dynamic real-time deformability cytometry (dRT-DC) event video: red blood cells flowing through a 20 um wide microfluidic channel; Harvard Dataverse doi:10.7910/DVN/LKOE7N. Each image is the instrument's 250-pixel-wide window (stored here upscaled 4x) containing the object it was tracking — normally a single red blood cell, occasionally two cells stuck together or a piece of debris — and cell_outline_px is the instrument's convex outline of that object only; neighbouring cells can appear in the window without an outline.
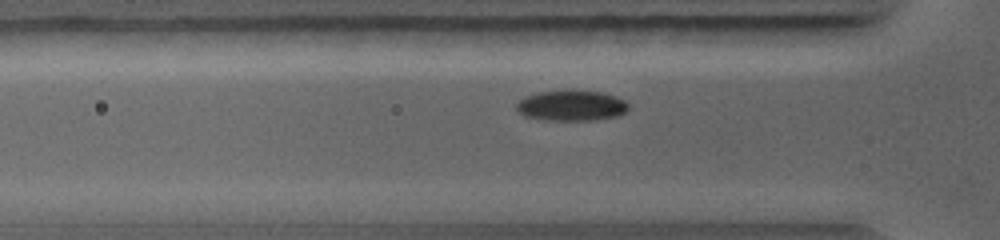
{"species": "common noctule bat (a hibernating species)", "species_latin": "Nyctalus noctula", "temperature_condition": "warm", "stored_images_in_passage": 28, "camera_frame_rate_fps": 5000, "um_per_image_px": 0.085, "animal": {"sex": "female", "body_mass_g": 19.0, "forearm_length_mm": 56.7}, "frame": {"image": 1, "passage_image": 6, "time_ms": 1.8, "image_size_px": [1000, 240], "cell_outline_px": [[628, 108], [624, 112], [616, 116], [596, 120], [544, 120], [524, 116], [516, 108], [516, 104], [524, 96], [536, 92], [572, 88], [604, 92], [616, 96], [624, 100], [628, 104]], "centroid_in_image_um": [48.56, 8.94], "position_along_channel_um": 77.2, "area_um2": 20.52}}
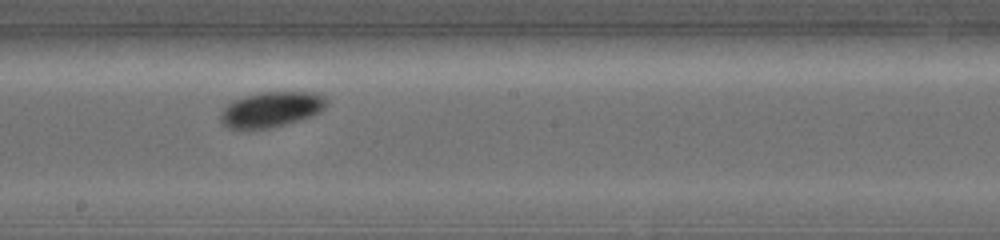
{"frame": {"image": 2, "passage_image": 15, "time_ms": 4.8, "image_size_px": [1000, 240], "cell_outline_px": [[328, 104], [320, 112], [312, 116], [300, 120], [268, 128], [228, 128], [220, 120], [220, 116], [224, 108], [232, 100], [244, 96], [260, 92], [316, 92], [324, 96], [328, 100]], "centroid_in_image_um": [23.09, 9.28], "position_along_channel_um": 225.1, "area_um2": 21.79}}
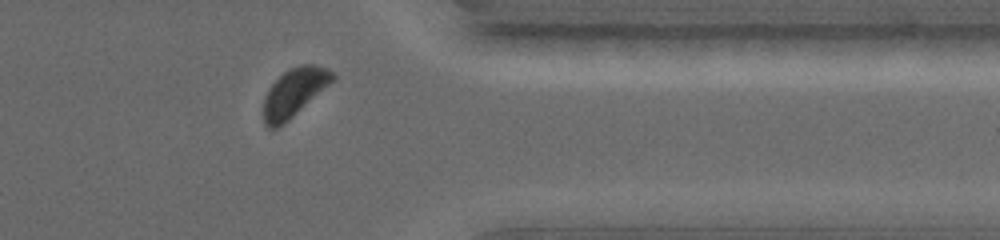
{"frame": {"image": 3, "passage_image": 25, "time_ms": 8.2, "image_size_px": [1000, 240], "cell_outline_px": [[336, 76], [328, 84], [288, 120], [276, 128], [268, 128], [264, 124], [264, 100], [268, 88], [288, 68], [304, 64], [312, 64], [324, 68], [332, 72]], "centroid_in_image_um": [24.96, 7.85], "position_along_channel_um": 386.4, "area_um2": 18.67}}